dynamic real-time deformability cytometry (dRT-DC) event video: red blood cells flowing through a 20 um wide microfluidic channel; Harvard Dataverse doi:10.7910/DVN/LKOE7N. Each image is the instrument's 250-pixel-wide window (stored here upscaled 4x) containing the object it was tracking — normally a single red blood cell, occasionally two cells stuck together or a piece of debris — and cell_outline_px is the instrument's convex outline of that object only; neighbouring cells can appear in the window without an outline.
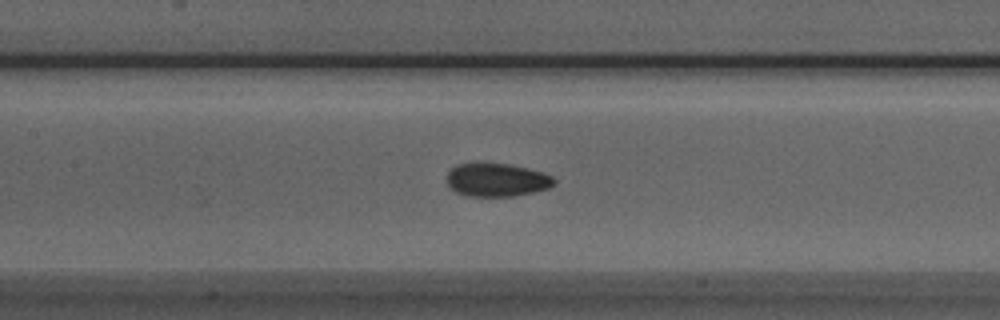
{"species": "Egyptian fruit bat (a non-hibernating species)", "species_latin": "Rousettus aegyptiacus", "temperature_condition": "room temperature", "stored_images_in_passage": 37, "camera_frame_rate_fps": 3000, "um_per_image_px": 0.085, "animal": {"sex": "male"}, "frame": {"image": 1, "passage_image": 8, "time_ms": 2.333, "image_size_px": [1000, 320], "cell_outline_px": [[556, 184], [548, 188], [516, 196], [464, 196], [448, 188], [448, 172], [452, 168], [460, 164], [508, 164], [528, 168], [544, 172], [552, 176], [556, 180]], "centroid_in_image_um": [42.25, 15.31], "position_along_channel_um": 165.1, "area_um2": 20.75}}
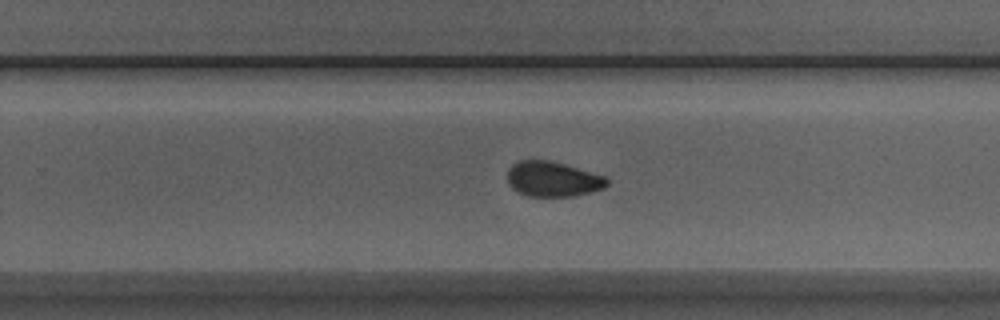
{"frame": {"image": 2, "passage_image": 17, "time_ms": 5.333, "image_size_px": [1000, 320], "cell_outline_px": [[608, 184], [604, 188], [576, 196], [528, 196], [512, 188], [508, 184], [508, 168], [512, 164], [520, 160], [548, 160], [564, 164], [604, 176], [608, 180]], "centroid_in_image_um": [46.97, 15.22], "position_along_channel_um": 282.8, "area_um2": 20.23}}
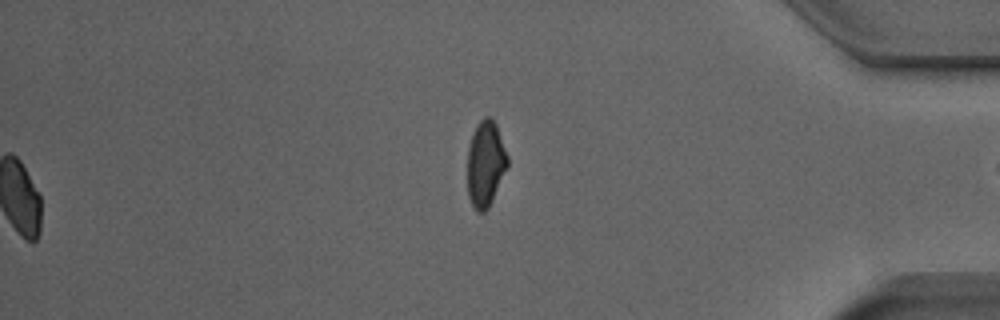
{"frame": {"image": 3, "passage_image": 37, "time_ms": 12.0, "image_size_px": [1000, 320], "cell_outline_px": [[508, 164], [492, 200], [488, 208], [484, 212], [476, 212], [472, 208], [468, 196], [468, 148], [476, 124], [484, 116], [492, 116], [496, 124], [508, 156]], "centroid_in_image_um": [41.26, 13.91], "position_along_channel_um": 393.9, "area_um2": 20.06}}